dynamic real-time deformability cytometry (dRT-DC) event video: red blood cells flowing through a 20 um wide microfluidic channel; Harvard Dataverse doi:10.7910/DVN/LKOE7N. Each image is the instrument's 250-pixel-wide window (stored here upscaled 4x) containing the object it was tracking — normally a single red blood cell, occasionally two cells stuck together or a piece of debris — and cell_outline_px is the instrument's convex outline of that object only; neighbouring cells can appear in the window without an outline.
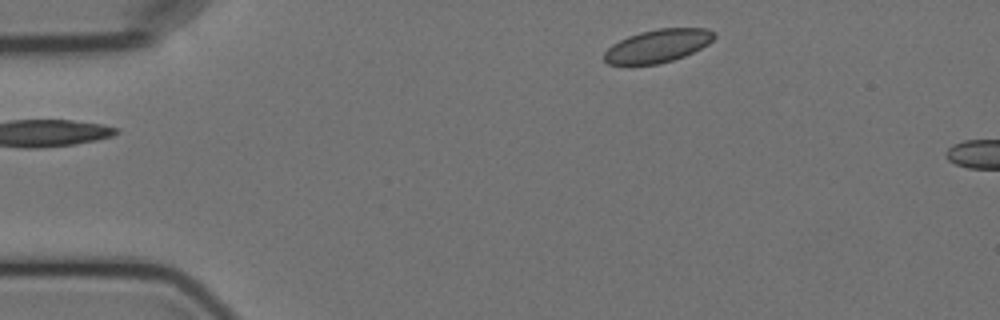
{"species": "Egyptian fruit bat (a non-hibernating species)", "species_latin": "Rousettus aegyptiacus", "temperature_condition": "cold", "stored_images_in_passage": 2, "camera_frame_rate_fps": 3000, "um_per_image_px": 0.085, "animal": {"sex": "female"}, "frame": {"image": 1, "passage_image": 2, "time_ms": 1.0, "image_size_px": [1000, 320], "cell_outline_px": [[716, 36], [708, 44], [684, 56], [672, 60], [656, 64], [608, 64], [604, 60], [604, 52], [612, 44], [628, 36], [640, 32], [660, 28], [708, 28], [716, 32]], "centroid_in_image_um": [55.92, 3.88], "position_along_channel_um": 29.1, "area_um2": 21.04}}